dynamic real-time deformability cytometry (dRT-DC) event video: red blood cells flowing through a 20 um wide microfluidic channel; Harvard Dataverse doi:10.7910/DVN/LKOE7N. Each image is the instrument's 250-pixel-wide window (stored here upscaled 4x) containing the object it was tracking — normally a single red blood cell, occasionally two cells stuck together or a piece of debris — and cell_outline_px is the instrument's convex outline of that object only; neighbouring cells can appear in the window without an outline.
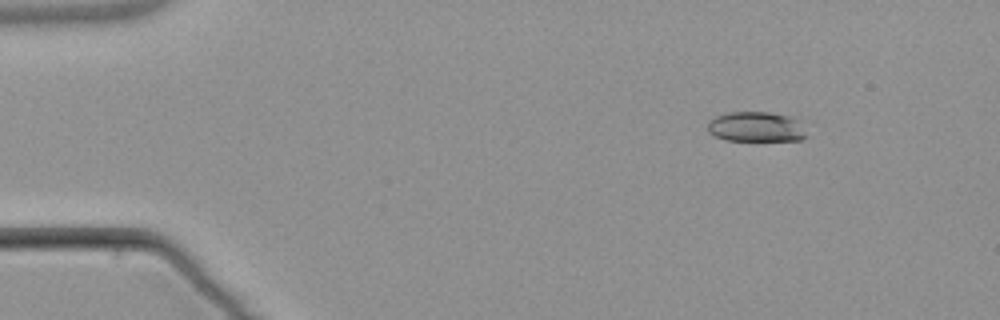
{"species": "common noctule bat (a hibernating species)", "species_latin": "Nyctalus noctula", "temperature_condition": "warm", "stored_images_in_passage": 5, "camera_frame_rate_fps": 3000, "um_per_image_px": 0.085, "animal": {"sex": "male", "body_mass_g": 21.5, "forearm_length_mm": 52.0}, "frame": {"image": 1, "passage_image": 2, "time_ms": 1.0, "image_size_px": [1000, 320], "cell_outline_px": [[808, 136], [800, 140], [724, 140], [708, 132], [708, 124], [716, 116], [728, 112], [768, 112], [788, 116]], "centroid_in_image_um": [64.18, 10.79], "position_along_channel_um": 20.8, "area_um2": 16.7}}
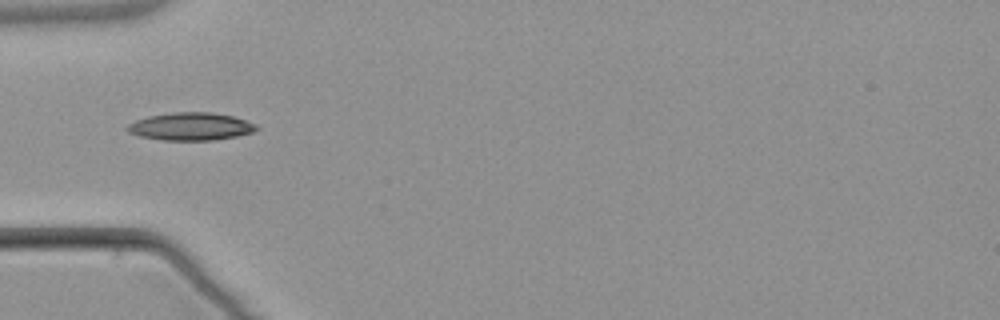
{"frame": {"image": 2, "passage_image": 5, "time_ms": 4.667, "image_size_px": [1000, 320], "cell_outline_px": [[260, 128], [252, 132], [236, 136], [212, 140], [160, 140], [140, 136], [128, 132], [124, 128], [128, 124], [136, 120], [148, 116], [172, 112], [212, 112], [232, 116], [256, 124]], "centroid_in_image_um": [16.18, 10.75], "position_along_channel_um": 68.8, "area_um2": 20.87}}